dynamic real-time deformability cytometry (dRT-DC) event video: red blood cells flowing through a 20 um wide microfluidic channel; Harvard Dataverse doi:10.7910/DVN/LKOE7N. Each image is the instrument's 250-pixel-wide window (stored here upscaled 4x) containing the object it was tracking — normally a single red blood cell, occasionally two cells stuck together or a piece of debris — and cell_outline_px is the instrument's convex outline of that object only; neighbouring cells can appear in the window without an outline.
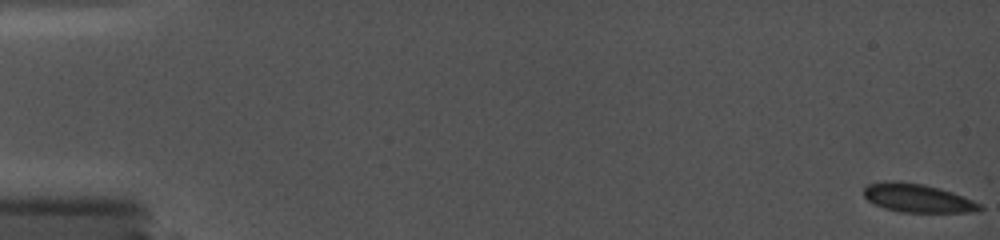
{"species": "common noctule bat (a hibernating species)", "species_latin": "Nyctalus noctula", "temperature_condition": "cold", "stored_images_in_passage": 23, "camera_frame_rate_fps": 5000, "um_per_image_px": 0.085, "animal": {"sex": "female", "body_mass_g": 19.0, "forearm_length_mm": 56.7}, "frame": {"image": 1, "passage_image": 1, "time_ms": 0.0, "image_size_px": [1000, 240], "cell_outline_px": [[984, 208], [972, 212], [900, 212], [884, 208], [868, 200], [864, 196], [864, 188], [868, 184], [884, 180], [892, 180], [924, 184], [940, 188], [964, 196], [980, 204]], "centroid_in_image_um": [77.97, 16.82], "position_along_channel_um": 7.0, "area_um2": 19.31}}
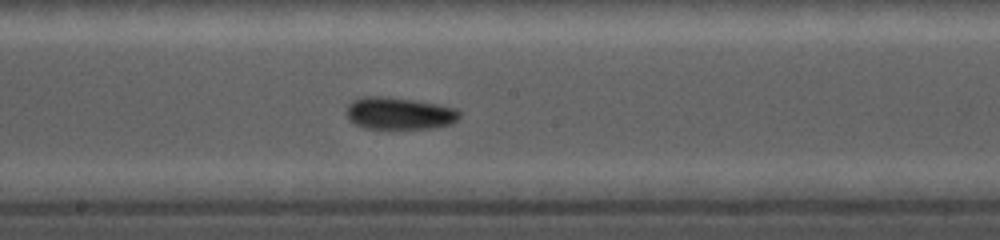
{"frame": {"image": 2, "passage_image": 14, "time_ms": 10.0, "image_size_px": [1000, 240], "cell_outline_px": [[460, 116], [452, 124], [432, 128], [368, 128], [356, 124], [348, 120], [348, 104], [352, 100], [364, 96], [388, 96], [436, 104], [456, 108], [460, 112]], "centroid_in_image_um": [33.94, 9.63], "position_along_channel_um": 214.3, "area_um2": 21.04}}
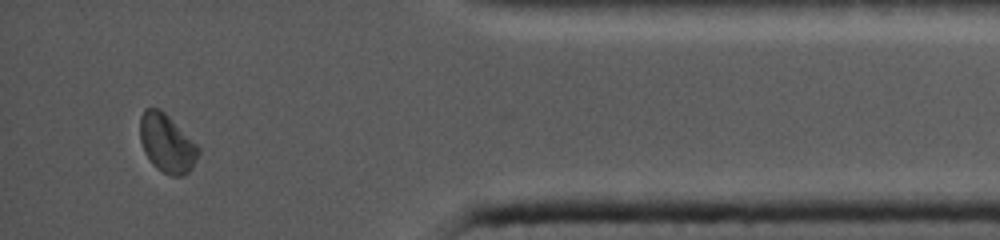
{"frame": {"image": 3, "passage_image": 22, "time_ms": 16.0, "image_size_px": [1000, 240], "cell_outline_px": [[200, 152], [192, 168], [184, 176], [172, 176], [156, 168], [152, 164], [144, 152], [140, 140], [140, 116], [144, 108], [160, 108], [200, 148]], "centroid_in_image_um": [14.17, 12.19], "position_along_channel_um": 421.0, "area_um2": 19.77}}